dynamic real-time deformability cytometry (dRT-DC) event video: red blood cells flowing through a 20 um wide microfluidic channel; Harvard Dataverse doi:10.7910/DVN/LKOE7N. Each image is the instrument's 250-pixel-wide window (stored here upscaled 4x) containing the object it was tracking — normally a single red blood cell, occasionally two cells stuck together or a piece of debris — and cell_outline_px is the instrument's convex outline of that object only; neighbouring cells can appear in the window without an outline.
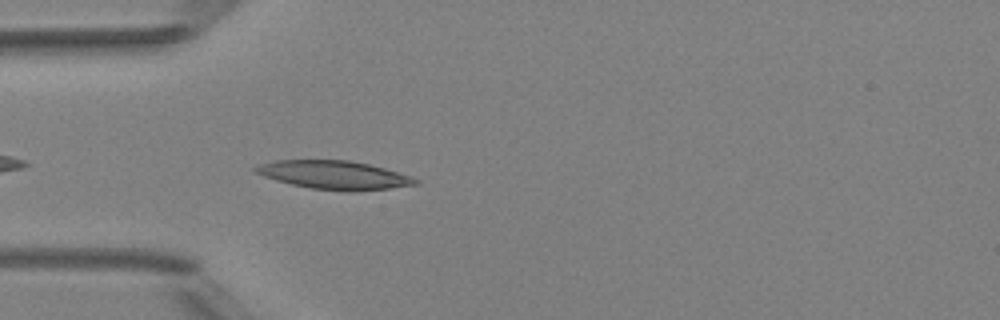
{"species": "Egyptian fruit bat (a non-hibernating species)", "species_latin": "Rousettus aegyptiacus", "temperature_condition": "room temperature", "stored_images_in_passage": 4, "camera_frame_rate_fps": 3000, "um_per_image_px": 0.085, "animal": {"sex": "female"}, "frame": {"image": 1, "passage_image": 4, "time_ms": 4.333, "image_size_px": [1000, 320], "cell_outline_px": [[420, 184], [388, 188], [352, 192], [348, 192], [312, 188], [292, 184], [276, 180], [264, 176], [256, 172], [252, 168], [260, 164], [276, 160], [348, 160], [368, 164], [384, 168], [412, 176], [420, 180]], "centroid_in_image_um": [28.44, 14.88], "position_along_channel_um": 56.6, "area_um2": 26.47}}